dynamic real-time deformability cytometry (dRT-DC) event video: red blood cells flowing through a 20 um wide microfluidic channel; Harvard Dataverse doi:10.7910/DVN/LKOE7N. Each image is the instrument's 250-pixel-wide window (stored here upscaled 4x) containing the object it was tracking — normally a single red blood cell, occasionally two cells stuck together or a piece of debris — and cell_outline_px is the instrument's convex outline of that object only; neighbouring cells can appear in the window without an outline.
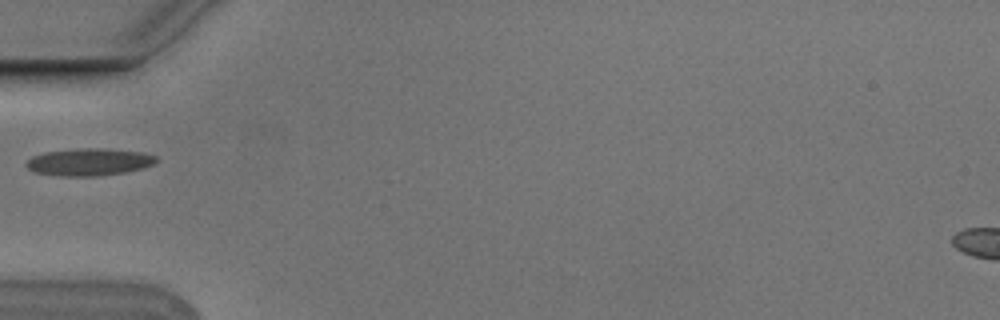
{"species": "Egyptian fruit bat (a non-hibernating species)", "species_latin": "Rousettus aegyptiacus", "temperature_condition": "cold", "stored_images_in_passage": 4, "camera_frame_rate_fps": 3000, "um_per_image_px": 0.085, "animal": {"sex": "male"}, "frame": {"image": 1, "passage_image": 3, "time_ms": 0.667, "image_size_px": [1000, 320], "cell_outline_px": [[156, 160], [152, 164], [144, 168], [124, 172], [96, 176], [60, 176], [36, 172], [28, 168], [24, 164], [32, 156], [44, 152], [80, 148], [104, 148], [144, 152], [156, 156]], "centroid_in_image_um": [7.57, 13.76], "position_along_channel_um": 77.4, "area_um2": 20.63}}